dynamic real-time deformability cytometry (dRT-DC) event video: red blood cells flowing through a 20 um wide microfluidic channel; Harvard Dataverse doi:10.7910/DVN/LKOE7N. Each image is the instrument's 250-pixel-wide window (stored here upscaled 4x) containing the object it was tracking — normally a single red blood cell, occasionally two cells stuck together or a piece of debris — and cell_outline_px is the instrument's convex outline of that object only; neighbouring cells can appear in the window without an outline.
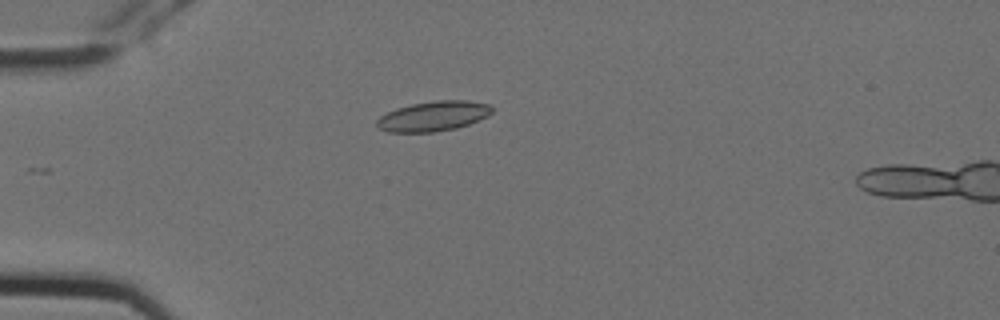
{"species": "Egyptian fruit bat (a non-hibernating species)", "species_latin": "Rousettus aegyptiacus", "temperature_condition": "cold", "stored_images_in_passage": 2, "camera_frame_rate_fps": 3000, "um_per_image_px": 0.085, "animal": {"sex": "female"}, "frame": {"image": 1, "passage_image": 2, "time_ms": 0.333, "image_size_px": [1000, 320], "cell_outline_px": [[492, 112], [488, 116], [468, 124], [456, 128], [436, 132], [388, 132], [380, 128], [376, 124], [376, 120], [380, 116], [396, 108], [412, 104], [436, 100], [468, 100], [488, 104], [492, 108]], "centroid_in_image_um": [36.83, 9.87], "position_along_channel_um": 48.2, "area_um2": 20.06}}